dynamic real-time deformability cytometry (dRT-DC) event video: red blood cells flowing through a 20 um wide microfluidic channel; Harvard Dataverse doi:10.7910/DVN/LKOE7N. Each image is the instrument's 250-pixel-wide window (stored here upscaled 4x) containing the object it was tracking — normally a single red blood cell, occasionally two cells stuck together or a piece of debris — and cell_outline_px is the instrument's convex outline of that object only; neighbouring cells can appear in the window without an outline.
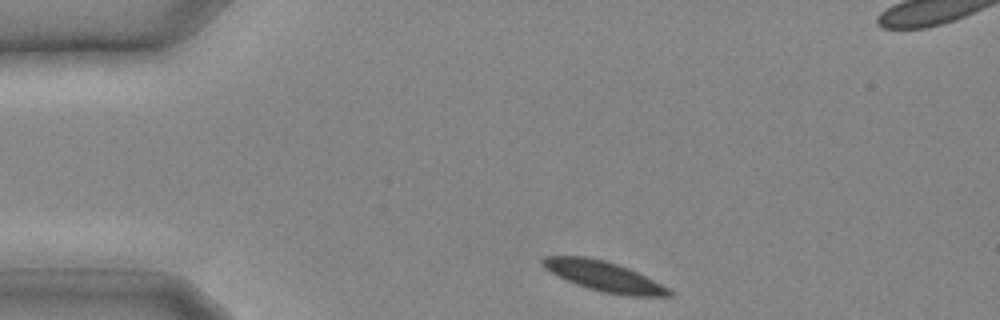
{"species": "common noctule bat (a hibernating species)", "species_latin": "Nyctalus noctula", "temperature_condition": "cold", "stored_images_in_passage": 11, "camera_frame_rate_fps": 3000, "um_per_image_px": 0.085, "animal": {"sex": "male", "body_mass_g": 20.4}, "frame": {"image": 1, "passage_image": 1, "time_ms": 0.0, "image_size_px": [1000, 320], "cell_outline_px": [[676, 292], [672, 296], [628, 296], [600, 292], [576, 284], [544, 268], [540, 260], [544, 256], [584, 256], [604, 260], [628, 268]], "centroid_in_image_um": [51.34, 23.49], "position_along_channel_um": 33.7, "area_um2": 21.85}}
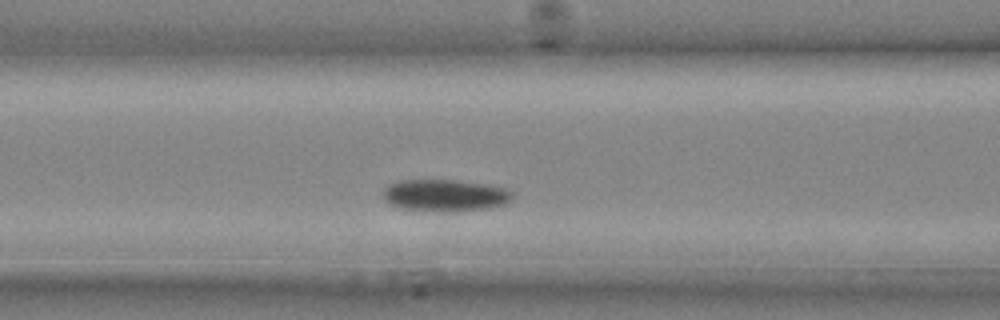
{"frame": {"image": 2, "passage_image": 7, "time_ms": 2.0, "image_size_px": [1000, 320], "cell_outline_px": [[516, 196], [508, 204], [488, 208], [444, 212], [440, 212], [400, 208], [384, 200], [384, 188], [400, 180], [456, 180], [484, 184], [508, 188]], "centroid_in_image_um": [37.9, 16.61], "position_along_channel_um": 128.7, "area_um2": 24.22}}
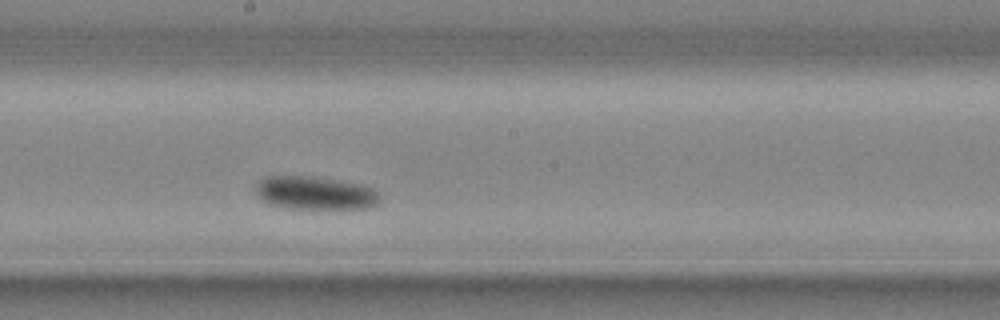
{"frame": {"image": 3, "passage_image": 11, "time_ms": 3.333, "image_size_px": [1000, 320], "cell_outline_px": [[380, 204], [368, 208], [316, 212], [288, 208], [268, 204], [260, 200], [256, 192], [256, 184], [260, 180], [268, 176], [312, 176], [364, 184], [376, 188], [380, 192]], "centroid_in_image_um": [26.87, 16.46], "position_along_channel_um": 221.3, "area_um2": 25.61}}